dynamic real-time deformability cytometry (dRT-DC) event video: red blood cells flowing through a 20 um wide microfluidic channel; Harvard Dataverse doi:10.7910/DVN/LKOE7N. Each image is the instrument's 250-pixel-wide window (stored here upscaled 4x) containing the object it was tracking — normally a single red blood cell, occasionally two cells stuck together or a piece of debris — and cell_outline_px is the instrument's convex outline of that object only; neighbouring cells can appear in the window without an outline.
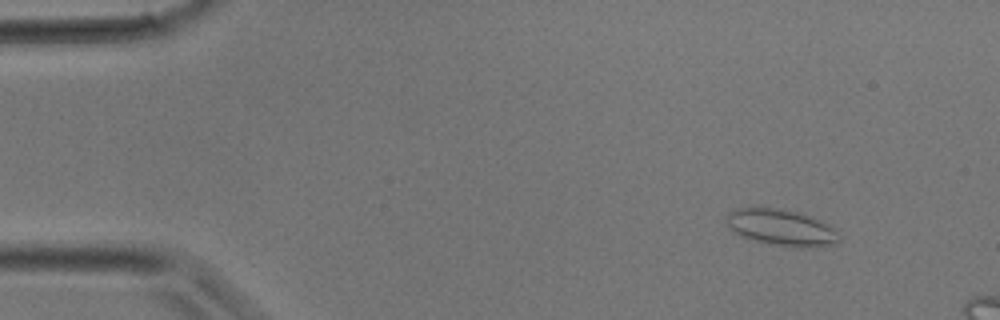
{"species": "common noctule bat (a hibernating species)", "species_latin": "Nyctalus noctula", "temperature_condition": "room temperature", "stored_images_in_passage": 8, "camera_frame_rate_fps": 3000, "um_per_image_px": 0.085, "animal": {"sex": "male", "body_mass_g": 17.9}, "frame": {"image": 1, "passage_image": 3, "time_ms": 0.667, "image_size_px": [1000, 320], "cell_outline_px": [[840, 240], [836, 244], [812, 248], [796, 248], [772, 244], [756, 240], [732, 232], [724, 216], [728, 212], [736, 208], [752, 204], [760, 204], [780, 208], [812, 216], [836, 228]], "centroid_in_image_um": [66.39, 19.29], "position_along_channel_um": 18.6, "area_um2": 24.85}}